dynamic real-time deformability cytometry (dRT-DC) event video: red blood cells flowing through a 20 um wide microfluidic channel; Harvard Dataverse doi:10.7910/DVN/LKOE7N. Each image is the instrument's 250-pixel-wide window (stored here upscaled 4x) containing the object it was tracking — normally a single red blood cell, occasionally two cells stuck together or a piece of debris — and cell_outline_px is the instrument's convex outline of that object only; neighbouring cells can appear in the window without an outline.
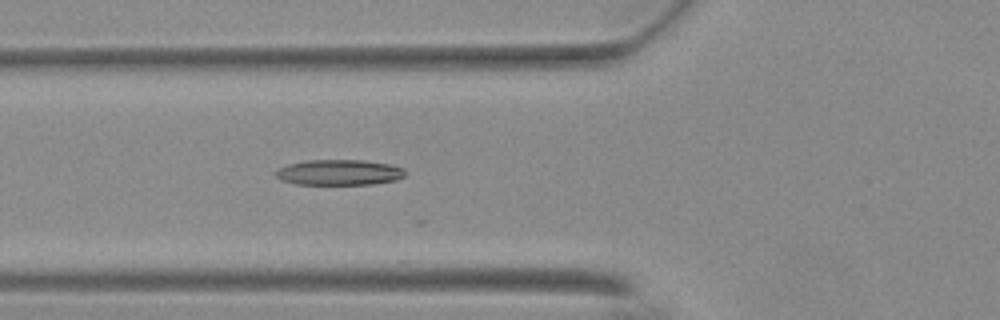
{"species": "Egyptian fruit bat (a non-hibernating species)", "species_latin": "Rousettus aegyptiacus", "temperature_condition": "warm", "stored_images_in_passage": 24, "camera_frame_rate_fps": 3000, "um_per_image_px": 0.085, "animal": {"sex": "female"}, "frame": {"image": 1, "passage_image": 20, "time_ms": 6.333, "image_size_px": [1000, 320], "cell_outline_px": [[404, 176], [396, 180], [372, 184], [296, 184], [280, 180], [276, 176], [276, 172], [280, 168], [288, 164], [308, 160], [364, 160], [388, 164], [404, 168]], "centroid_in_image_um": [28.83, 14.65], "position_along_channel_um": 97.0, "area_um2": 19.13}}
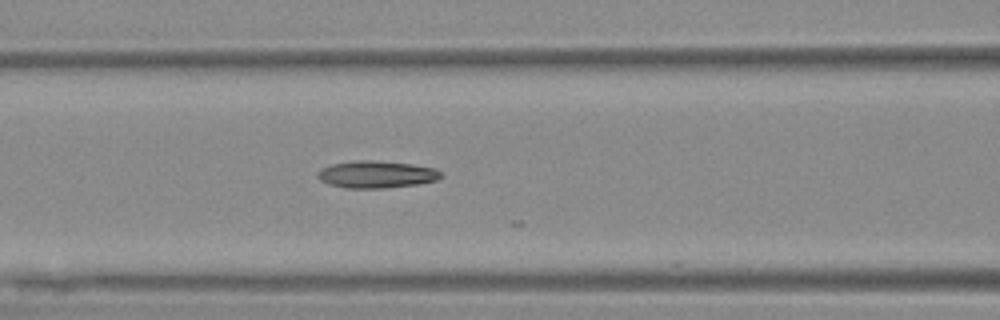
{"frame": {"image": 2, "passage_image": 23, "time_ms": 7.333, "image_size_px": [1000, 320], "cell_outline_px": [[444, 176], [436, 180], [416, 184], [384, 188], [348, 188], [328, 184], [320, 180], [316, 176], [316, 172], [320, 168], [332, 164], [352, 160], [372, 160], [412, 164], [436, 168]], "centroid_in_image_um": [31.96, 14.81], "position_along_channel_um": 134.6, "area_um2": 19.65}}